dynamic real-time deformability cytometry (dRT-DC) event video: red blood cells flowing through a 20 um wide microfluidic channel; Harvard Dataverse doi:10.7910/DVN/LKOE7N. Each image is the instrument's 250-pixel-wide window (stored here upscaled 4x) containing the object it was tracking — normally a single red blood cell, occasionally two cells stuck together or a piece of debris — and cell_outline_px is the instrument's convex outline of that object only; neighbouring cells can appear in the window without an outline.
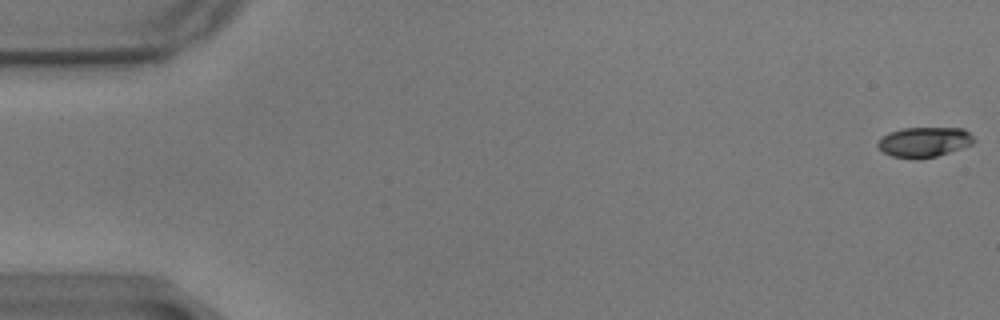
{"species": "common noctule bat (a hibernating species)", "species_latin": "Nyctalus noctula", "temperature_condition": "warm", "stored_images_in_passage": 59, "camera_frame_rate_fps": 3000, "um_per_image_px": 0.085, "animal": {"sex": "male", "body_mass_g": 17.9}, "frame": {"image": 1, "passage_image": 1, "time_ms": 0.0, "image_size_px": [1000, 320], "cell_outline_px": [[976, 140], [972, 144], [936, 156], [916, 160], [892, 156], [884, 152], [876, 144], [884, 136], [892, 132], [904, 128], [964, 128]], "centroid_in_image_um": [78.57, 12.08], "position_along_channel_um": 6.4, "area_um2": 16.59}}
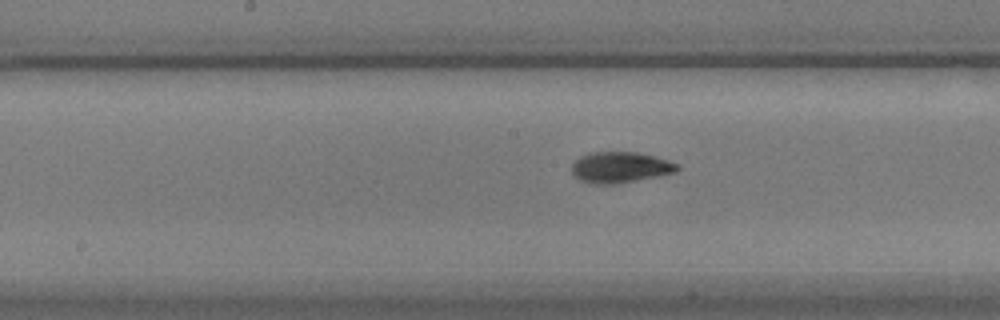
{"frame": {"image": 2, "passage_image": 30, "time_ms": 9.667, "image_size_px": [1000, 320], "cell_outline_px": [[680, 168], [676, 172], [616, 184], [596, 184], [580, 180], [572, 176], [572, 164], [580, 156], [588, 152], [636, 152], [656, 156], [680, 164]], "centroid_in_image_um": [52.71, 14.21], "position_along_channel_um": 195.5, "area_um2": 19.13}}
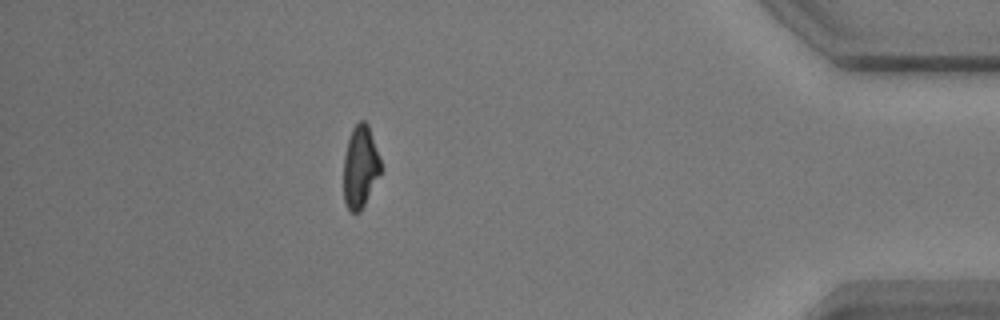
{"frame": {"image": 3, "passage_image": 52, "time_ms": 17.0, "image_size_px": [1000, 320], "cell_outline_px": [[384, 168], [360, 212], [352, 212], [348, 208], [344, 200], [344, 156], [348, 140], [352, 128], [360, 120], [364, 120], [368, 124]], "centroid_in_image_um": [30.65, 14.17], "position_along_channel_um": 404.5, "area_um2": 17.98}, "authors_computed_cell_mechanics": {"area_um2": 18.1492, "velocity_mm_per_s": 3.4728, "shape_relaxation_time_tau1_ms": 3.5806, "shape_relaxation_time_tau2_ms": 2.5069, "deformation_change_tau1": 0.1621, "deformation_change_tau2": 0.0617}}